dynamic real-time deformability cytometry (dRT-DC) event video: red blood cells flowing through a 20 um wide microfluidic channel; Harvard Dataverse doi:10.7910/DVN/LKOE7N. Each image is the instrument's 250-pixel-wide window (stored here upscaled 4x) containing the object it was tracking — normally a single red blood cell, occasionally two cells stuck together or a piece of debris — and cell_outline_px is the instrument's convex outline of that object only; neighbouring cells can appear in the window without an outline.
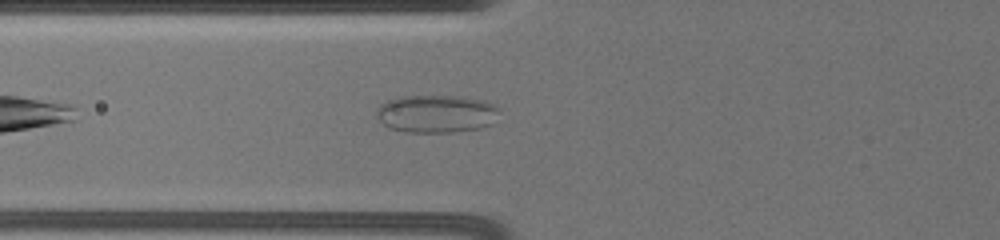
{"species": "common noctule bat (a hibernating species)", "species_latin": "Nyctalus noctula", "temperature_condition": "warm", "stored_images_in_passage": 54, "camera_frame_rate_fps": 3000, "um_per_image_px": 0.085, "animal": {"sex": "female", "body_mass_g": 19.5, "forearm_length_mm": 54.1}, "frame": {"image": 1, "passage_image": 7, "time_ms": 1.333, "image_size_px": [1000, 240], "cell_outline_px": [[500, 112], [492, 124], [480, 128], [452, 132], [404, 132], [388, 128], [376, 116], [376, 112], [380, 104], [388, 100], [404, 96], [460, 96], [484, 100], [496, 104], [500, 108]], "centroid_in_image_um": [37.12, 9.67], "position_along_channel_um": 88.7, "area_um2": 27.34}}
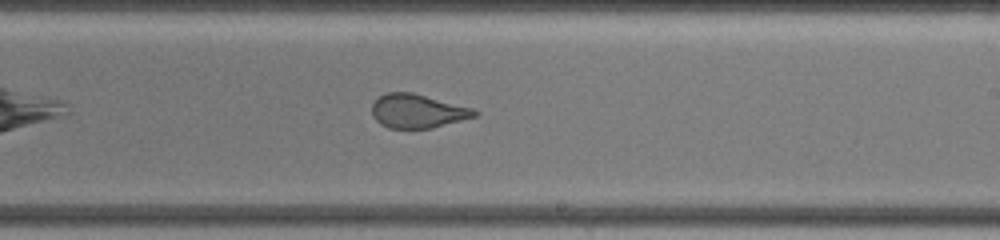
{"frame": {"image": 2, "passage_image": 27, "time_ms": 6.0, "image_size_px": [1000, 240], "cell_outline_px": [[480, 112], [476, 116], [432, 128], [388, 128], [380, 124], [372, 116], [372, 104], [380, 96], [388, 92], [412, 92], [472, 108]], "centroid_in_image_um": [35.47, 9.44], "position_along_channel_um": 253.5, "area_um2": 20.11}}
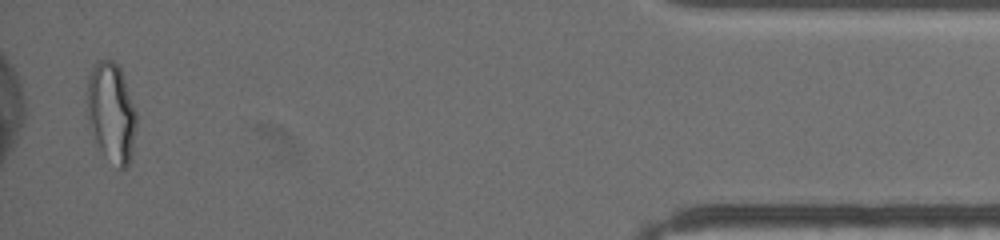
{"frame": {"image": 3, "passage_image": 53, "time_ms": 12.667, "image_size_px": [1000, 240], "cell_outline_px": [[136, 128], [132, 160], [124, 168], [120, 168], [100, 148], [96, 140], [88, 120], [88, 76], [96, 60], [112, 60], [120, 68], [124, 76], [136, 112]], "centroid_in_image_um": [9.49, 9.52], "position_along_channel_um": 425.7, "area_um2": 28.21}, "authors_computed_cell_mechanics": {"area_um2": 21.4727, "velocity_mm_per_s": 3.5288, "shape_relaxation_time_tau1_ms": null, "shape_relaxation_time_tau2_ms": 0.8155, "deformation_change_tau1": null, "deformation_change_tau2": 0.0796}}